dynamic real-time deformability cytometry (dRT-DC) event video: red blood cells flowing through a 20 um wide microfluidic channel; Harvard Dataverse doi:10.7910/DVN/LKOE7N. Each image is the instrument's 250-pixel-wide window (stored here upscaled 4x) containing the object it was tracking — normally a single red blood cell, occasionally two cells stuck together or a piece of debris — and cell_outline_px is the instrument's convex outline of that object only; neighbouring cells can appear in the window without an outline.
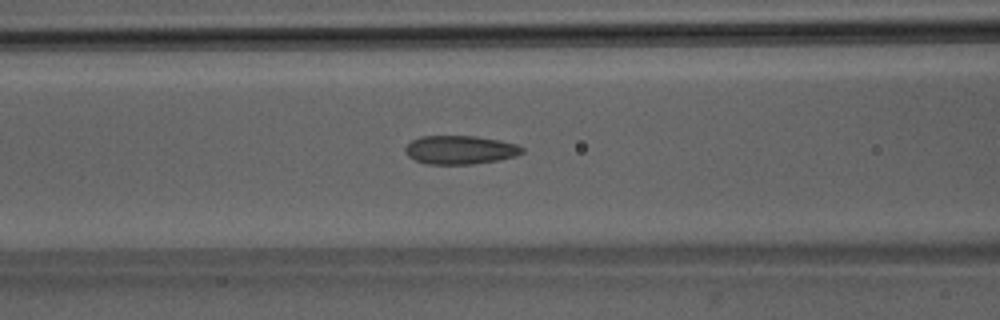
{"species": "Egyptian fruit bat (a non-hibernating species)", "species_latin": "Rousettus aegyptiacus", "temperature_condition": "room temperature", "stored_images_in_passage": 36, "camera_frame_rate_fps": 3000, "um_per_image_px": 0.085, "animal": {"sex": "male"}, "frame": {"image": 1, "passage_image": 6, "time_ms": 1.667, "image_size_px": [1000, 320], "cell_outline_px": [[524, 152], [516, 156], [500, 160], [472, 164], [428, 164], [416, 160], [408, 156], [404, 152], [404, 148], [412, 140], [420, 136], [476, 136], [500, 140], [516, 144], [524, 148]], "centroid_in_image_um": [39.12, 12.74], "position_along_channel_um": 127.5, "area_um2": 19.59}}
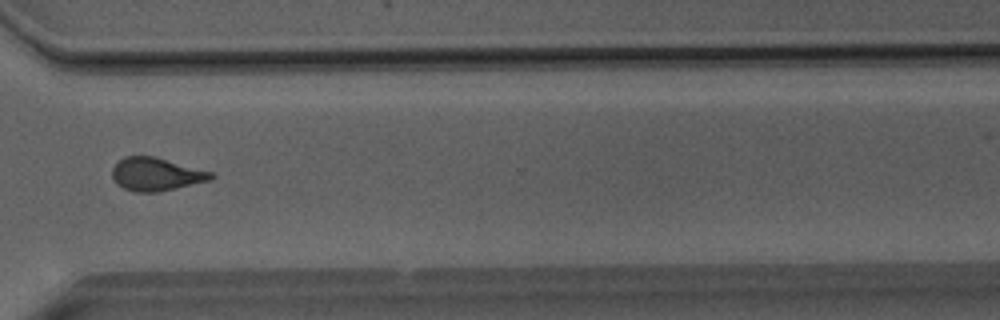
{"frame": {"image": 2, "passage_image": 23, "time_ms": 7.333, "image_size_px": [1000, 320], "cell_outline_px": [[216, 176], [212, 180], [160, 192], [136, 192], [124, 188], [116, 184], [112, 176], [112, 168], [124, 156], [156, 156], [212, 172]], "centroid_in_image_um": [13.29, 14.81], "position_along_channel_um": 357.3, "area_um2": 19.25}}
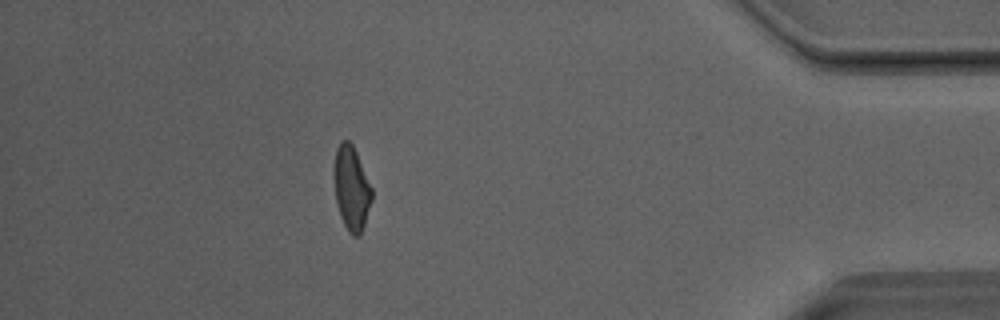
{"frame": {"image": 3, "passage_image": 30, "time_ms": 9.667, "image_size_px": [1000, 320], "cell_outline_px": [[372, 200], [360, 236], [352, 236], [348, 232], [340, 216], [336, 204], [332, 176], [336, 148], [340, 140], [348, 140], [352, 144], [356, 152], [372, 188]], "centroid_in_image_um": [29.84, 15.99], "position_along_channel_um": 405.4, "area_um2": 18.84}, "authors_computed_cell_mechanics": {"area_um2": 18.8717, "velocity_mm_per_s": 4.0553, "shape_relaxation_time_tau1_ms": 6.3768, "shape_relaxation_time_tau2_ms": 1.0836, "deformation_change_tau1": 0.152, "deformation_change_tau2": 0.0745}}